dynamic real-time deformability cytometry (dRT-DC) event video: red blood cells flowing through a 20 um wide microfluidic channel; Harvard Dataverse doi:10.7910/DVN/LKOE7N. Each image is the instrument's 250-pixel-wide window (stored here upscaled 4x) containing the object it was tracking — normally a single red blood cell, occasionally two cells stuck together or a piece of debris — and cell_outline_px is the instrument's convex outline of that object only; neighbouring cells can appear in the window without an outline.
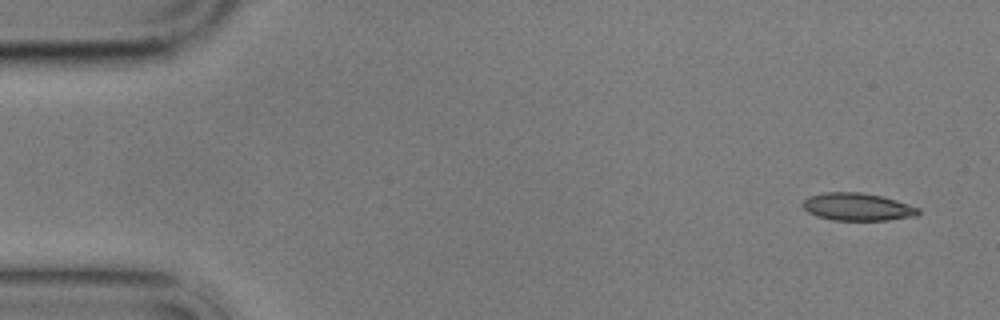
{"species": "common noctule bat (a hibernating species)", "species_latin": "Nyctalus noctula", "temperature_condition": "cold", "stored_images_in_passage": 4, "camera_frame_rate_fps": 3000, "um_per_image_px": 0.085, "animal": {"sex": "male", "body_mass_g": 17.9}, "frame": {"image": 1, "passage_image": 1, "time_ms": 0.0, "image_size_px": [1000, 320], "cell_outline_px": [[920, 212], [916, 216], [888, 220], [832, 220], [816, 216], [808, 212], [800, 204], [808, 196], [824, 192], [860, 192], [880, 196], [896, 200], [920, 208]], "centroid_in_image_um": [72.86, 17.58], "position_along_channel_um": 12.1, "area_um2": 18.67}}